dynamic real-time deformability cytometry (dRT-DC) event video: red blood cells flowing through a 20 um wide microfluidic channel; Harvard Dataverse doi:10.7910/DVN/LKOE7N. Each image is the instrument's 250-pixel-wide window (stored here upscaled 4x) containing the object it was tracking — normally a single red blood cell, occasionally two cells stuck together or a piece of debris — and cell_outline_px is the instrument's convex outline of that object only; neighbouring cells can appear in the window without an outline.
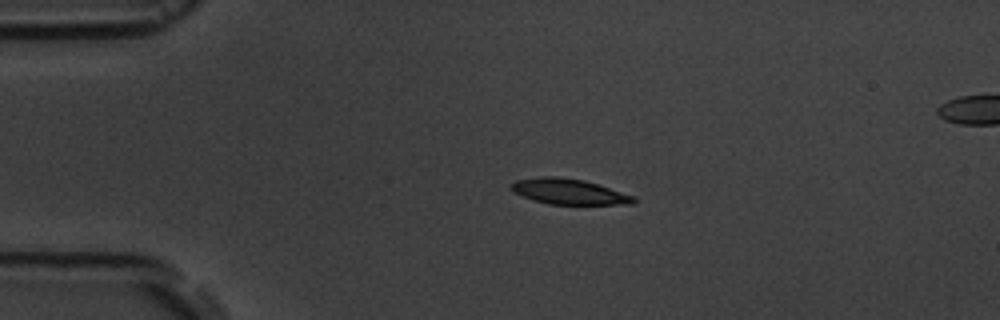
{"species": "common noctule bat (a hibernating species)", "species_latin": "Nyctalus noctula", "temperature_condition": "room temperature", "stored_images_in_passage": 5, "segment_of_instrument_passage": [1, 2], "camera_frame_rate_fps": 3000, "um_per_image_px": 0.085, "animal": {"sex": "male", "body_mass_g": 19.5, "forearm_length_mm": 54.6}, "frame": {"image": 1, "passage_image": 3, "time_ms": 2.333, "image_size_px": [1000, 320], "cell_outline_px": [[636, 200], [632, 204], [548, 204], [532, 200], [512, 192], [512, 184], [516, 180], [540, 176], [556, 176], [584, 180], [636, 196]], "centroid_in_image_um": [48.35, 16.28], "position_along_channel_um": 36.6, "area_um2": 18.21}}